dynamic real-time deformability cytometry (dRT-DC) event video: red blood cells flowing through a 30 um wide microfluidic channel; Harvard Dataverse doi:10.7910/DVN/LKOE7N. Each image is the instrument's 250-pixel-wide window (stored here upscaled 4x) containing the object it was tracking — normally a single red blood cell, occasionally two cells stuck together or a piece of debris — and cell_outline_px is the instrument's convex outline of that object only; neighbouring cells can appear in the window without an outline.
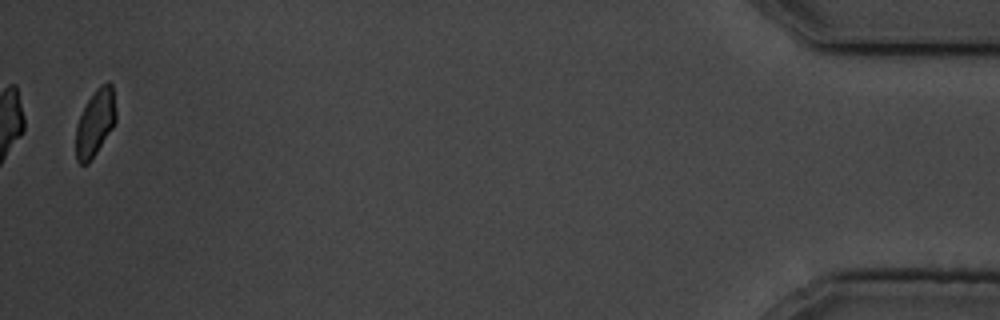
{"species": "common noctule bat (a hibernating species)", "species_latin": "Nyctalus noctula", "temperature_condition": "cold", "stored_images_in_passage": 17, "camera_frame_rate_fps": 3000, "um_per_image_px": 0.085, "animal": {"sex": "male", "body_mass_g": 19.5, "forearm_length_mm": 54.6}, "frame": {"image": 1, "passage_image": 17, "time_ms": 19.0, "image_size_px": [1000, 320], "cell_outline_px": [[116, 120], [112, 128], [88, 164], [80, 164], [76, 160], [76, 124], [88, 100], [96, 88], [100, 84], [108, 80], [112, 84], [116, 112]], "centroid_in_image_um": [8.1, 10.41], "position_along_channel_um": 427.1, "area_um2": 15.49}, "authors_computed_cell_mechanics": {"area_um2": 19.074, "velocity_mm_per_s": 3.4618, "shape_relaxation_time_tau1_ms": 1.0706, "shape_relaxation_time_tau2_ms": 1.4357, "deformation_change_tau1": 0.1347, "deformation_change_tau2": 0.0611}}